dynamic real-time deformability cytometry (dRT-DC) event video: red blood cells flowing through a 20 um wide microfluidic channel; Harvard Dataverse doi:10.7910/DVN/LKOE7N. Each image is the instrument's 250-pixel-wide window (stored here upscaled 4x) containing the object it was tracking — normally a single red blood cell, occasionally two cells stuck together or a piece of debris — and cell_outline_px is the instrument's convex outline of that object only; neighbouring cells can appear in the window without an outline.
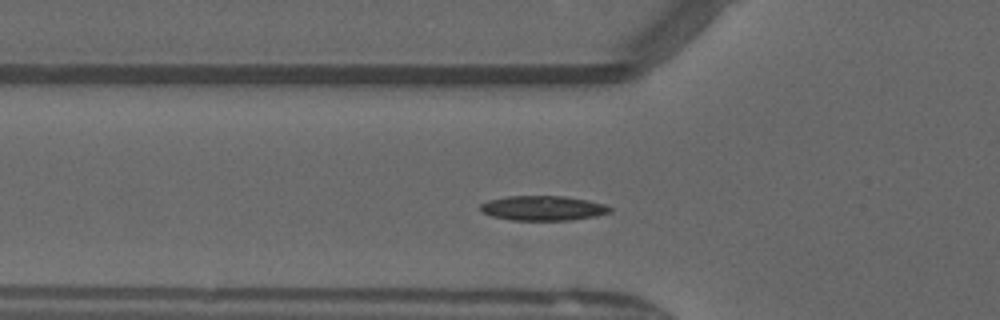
{"species": "common noctule bat (a hibernating species)", "species_latin": "Nyctalus noctula", "temperature_condition": "warm", "stored_images_in_passage": 33, "camera_frame_rate_fps": 3000, "um_per_image_px": 0.085, "animal": {"sex": "male", "forearm_length_mm": 52.5}, "frame": {"image": 1, "passage_image": 10, "time_ms": 3.0, "image_size_px": [1000, 320], "cell_outline_px": [[612, 212], [596, 216], [568, 220], [512, 220], [492, 216], [480, 212], [480, 204], [488, 200], [504, 196], [564, 196], [588, 200], [604, 204], [612, 208]], "centroid_in_image_um": [46.13, 17.69], "position_along_channel_um": 79.7, "area_um2": 18.79}}
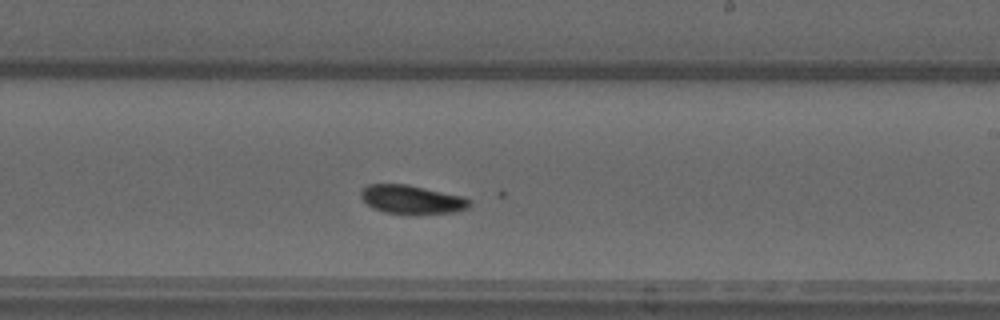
{"frame": {"image": 2, "passage_image": 23, "time_ms": 7.333, "image_size_px": [1000, 320], "cell_outline_px": [[472, 204], [468, 208], [456, 212], [420, 216], [408, 216], [384, 212], [368, 204], [360, 196], [360, 192], [368, 184], [404, 184], [460, 196], [472, 200]], "centroid_in_image_um": [35.04, 17.01], "position_along_channel_um": 254.0, "area_um2": 18.5}}
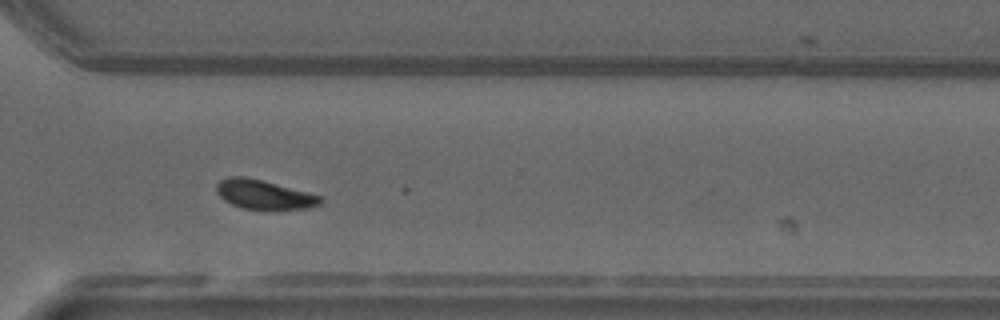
{"frame": {"image": 3, "passage_image": 30, "time_ms": 9.667, "image_size_px": [1000, 320], "cell_outline_px": [[324, 200], [320, 204], [308, 208], [244, 208], [232, 204], [224, 200], [216, 192], [216, 184], [220, 180], [228, 176], [244, 176], [260, 180], [320, 196]], "centroid_in_image_um": [22.38, 16.52], "position_along_channel_um": 348.2, "area_um2": 17.05}, "authors_computed_cell_mechanics": {"area_um2": 18.207, "velocity_mm_per_s": 4.0199, "shape_relaxation_time_tau1_ms": 4.4188, "shape_relaxation_time_tau2_ms": null, "deformation_change_tau1": 0.1285, "deformation_change_tau2": null}}